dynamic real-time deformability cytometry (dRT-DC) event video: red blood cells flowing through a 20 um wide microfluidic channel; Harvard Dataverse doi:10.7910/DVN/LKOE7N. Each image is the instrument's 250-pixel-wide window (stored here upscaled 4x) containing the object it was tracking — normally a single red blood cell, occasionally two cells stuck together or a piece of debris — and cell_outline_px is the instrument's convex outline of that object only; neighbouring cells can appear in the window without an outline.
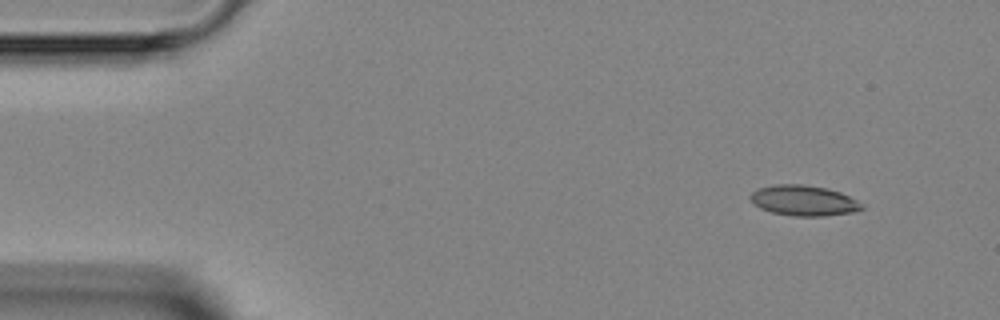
{"species": "Egyptian fruit bat (a non-hibernating species)", "species_latin": "Rousettus aegyptiacus", "temperature_condition": "room temperature", "stored_images_in_passage": 5, "camera_frame_rate_fps": 3000, "um_per_image_px": 0.085, "animal": {"sex": "female"}, "frame": {"image": 1, "passage_image": 1, "time_ms": 0.0, "image_size_px": [1000, 320], "cell_outline_px": [[864, 208], [852, 212], [824, 216], [792, 216], [772, 212], [760, 208], [752, 204], [748, 196], [752, 192], [760, 188], [776, 184], [804, 184], [828, 188], [840, 192], [864, 204]], "centroid_in_image_um": [68.29, 17.04], "position_along_channel_um": 16.7, "area_um2": 19.88}}
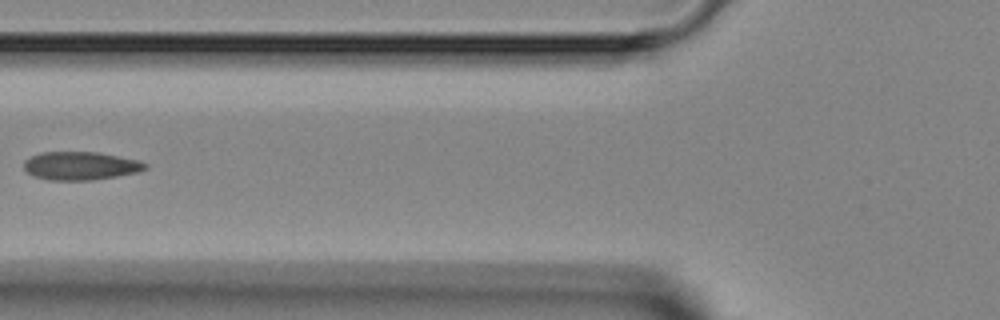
{"frame": {"image": 2, "passage_image": 4, "time_ms": 4.667, "image_size_px": [1000, 320], "cell_outline_px": [[148, 168], [136, 172], [116, 176], [92, 180], [52, 180], [32, 176], [24, 168], [24, 160], [40, 152], [96, 152], [136, 160], [148, 164]], "centroid_in_image_um": [6.81, 14.09], "position_along_channel_um": 119.0, "area_um2": 19.77}}
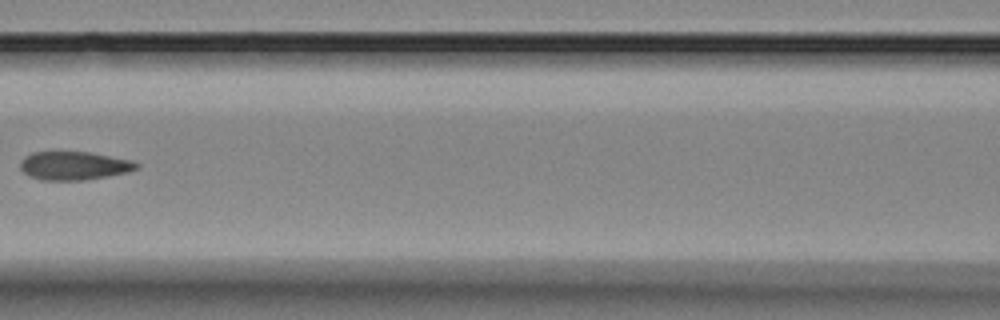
{"frame": {"image": 3, "passage_image": 5, "time_ms": 5.667, "image_size_px": [1000, 320], "cell_outline_px": [[140, 168], [128, 172], [108, 176], [84, 180], [40, 180], [28, 176], [20, 168], [20, 160], [24, 156], [32, 152], [88, 152], [132, 160], [140, 164]], "centroid_in_image_um": [6.29, 14.09], "position_along_channel_um": 160.3, "area_um2": 19.42}}